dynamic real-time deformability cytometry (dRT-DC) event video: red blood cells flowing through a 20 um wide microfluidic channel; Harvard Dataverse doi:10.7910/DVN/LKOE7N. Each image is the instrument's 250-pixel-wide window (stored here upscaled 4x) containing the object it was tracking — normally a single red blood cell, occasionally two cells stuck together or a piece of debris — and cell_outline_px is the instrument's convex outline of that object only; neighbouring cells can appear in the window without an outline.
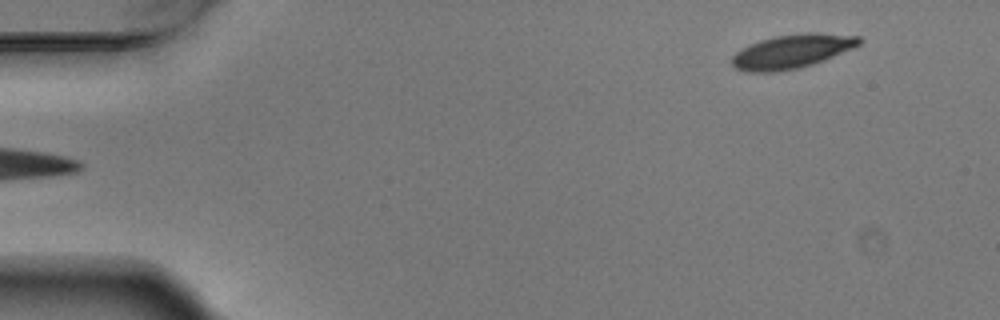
{"species": "Egyptian fruit bat (a non-hibernating species)", "species_latin": "Rousettus aegyptiacus", "temperature_condition": "warm", "stored_images_in_passage": 6, "segment_of_instrument_passage": [2, 2], "camera_frame_rate_fps": 3000, "um_per_image_px": 0.085, "animal": {"sex": "male"}, "frame": {"image": 1, "passage_image": 6, "time_ms": 1.667, "image_size_px": [1000, 320], "cell_outline_px": [[860, 44], [832, 56], [812, 64], [796, 68], [772, 72], [748, 72], [736, 68], [732, 64], [732, 56], [740, 48], [760, 40], [772, 36], [804, 32], [816, 32], [860, 36]], "centroid_in_image_um": [67.26, 4.34], "position_along_channel_um": 17.7, "area_um2": 24.91}}